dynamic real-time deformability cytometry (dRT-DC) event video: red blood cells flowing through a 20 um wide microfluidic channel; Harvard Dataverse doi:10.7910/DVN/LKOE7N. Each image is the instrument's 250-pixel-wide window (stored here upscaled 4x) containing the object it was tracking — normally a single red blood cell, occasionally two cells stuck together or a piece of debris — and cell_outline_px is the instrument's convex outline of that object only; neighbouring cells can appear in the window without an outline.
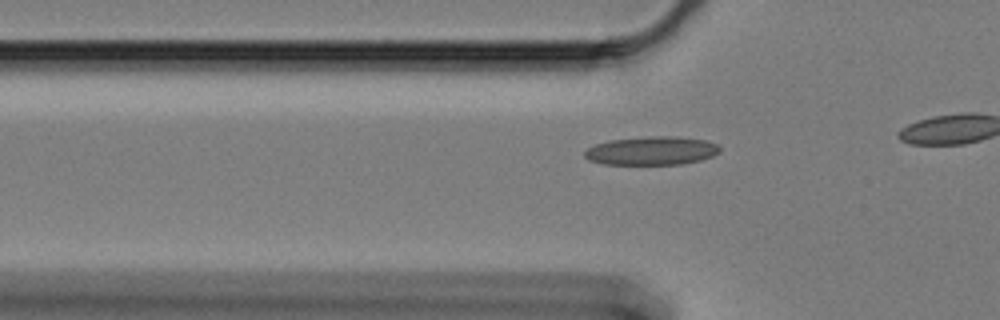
{"species": "Egyptian fruit bat (a non-hibernating species)", "species_latin": "Rousettus aegyptiacus", "temperature_condition": "cold", "stored_images_in_passage": 8, "camera_frame_rate_fps": 3000, "um_per_image_px": 0.085, "animal": {"sex": "female"}, "frame": {"image": 1, "passage_image": 2, "time_ms": 0.333, "image_size_px": [1000, 320], "cell_outline_px": [[720, 152], [712, 156], [700, 160], [680, 164], [600, 164], [588, 160], [584, 156], [584, 152], [588, 148], [596, 144], [612, 140], [652, 136], [676, 136], [708, 140], [720, 144]], "centroid_in_image_um": [55.43, 12.81], "position_along_channel_um": 70.4, "area_um2": 22.54}}
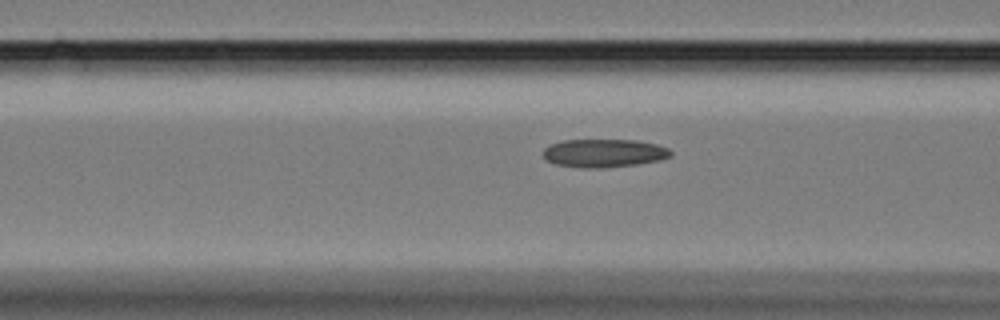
{"frame": {"image": 2, "passage_image": 6, "time_ms": 1.667, "image_size_px": [1000, 320], "cell_outline_px": [[672, 156], [660, 160], [640, 164], [608, 168], [580, 168], [556, 164], [544, 160], [544, 148], [552, 144], [564, 140], [636, 140], [656, 144], [668, 148], [672, 152]], "centroid_in_image_um": [51.36, 13.03], "position_along_channel_um": 115.2, "area_um2": 21.21}}